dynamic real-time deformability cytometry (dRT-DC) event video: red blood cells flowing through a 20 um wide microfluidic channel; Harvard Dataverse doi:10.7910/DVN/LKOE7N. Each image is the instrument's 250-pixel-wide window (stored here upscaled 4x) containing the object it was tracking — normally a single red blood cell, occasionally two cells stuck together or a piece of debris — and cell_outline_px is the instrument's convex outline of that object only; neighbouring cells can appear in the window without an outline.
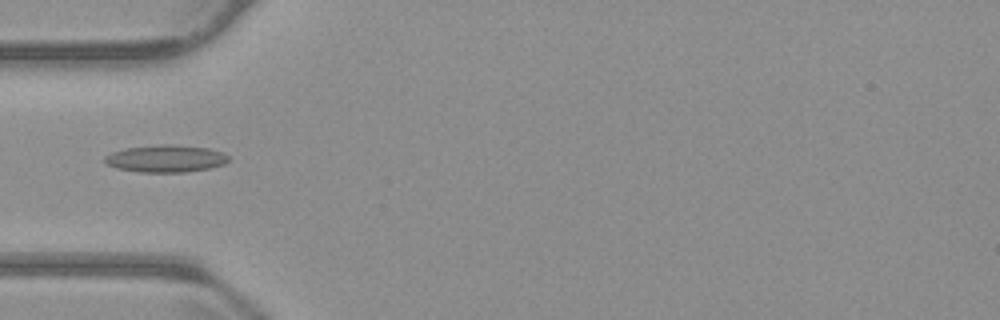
{"species": "common noctule bat (a hibernating species)", "species_latin": "Nyctalus noctula", "temperature_condition": "warm", "stored_images_in_passage": 38, "camera_frame_rate_fps": 3000, "um_per_image_px": 0.085, "animal": {"sex": "male", "body_mass_g": 23.1, "forearm_length_mm": 52.7}, "frame": {"image": 1, "passage_image": 1, "time_ms": 0.0, "image_size_px": [1000, 320], "cell_outline_px": [[228, 160], [224, 164], [208, 168], [184, 172], [140, 172], [116, 168], [108, 164], [104, 160], [104, 156], [112, 152], [124, 148], [160, 144], [172, 144], [208, 148], [224, 152], [228, 156]], "centroid_in_image_um": [14.08, 13.47], "position_along_channel_um": 70.9, "area_um2": 19.65}}
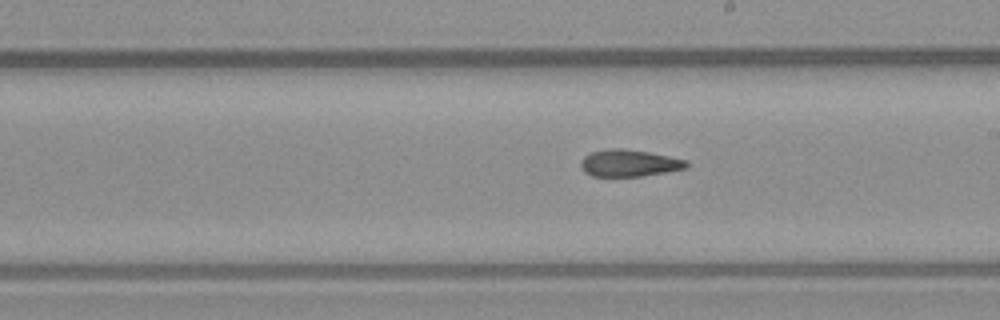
{"frame": {"image": 2, "passage_image": 14, "time_ms": 4.333, "image_size_px": [1000, 320], "cell_outline_px": [[688, 168], [640, 176], [592, 176], [584, 172], [580, 164], [580, 160], [584, 156], [592, 152], [608, 148], [624, 148], [648, 152], [688, 160]], "centroid_in_image_um": [53.46, 13.86], "position_along_channel_um": 235.5, "area_um2": 16.59}}
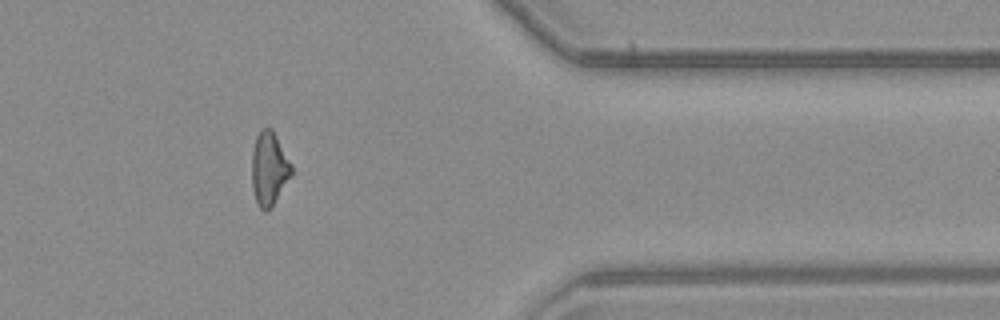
{"frame": {"image": 3, "passage_image": 28, "time_ms": 9.0, "image_size_px": [1000, 320], "cell_outline_px": [[292, 176], [268, 212], [264, 212], [260, 208], [256, 200], [252, 188], [252, 152], [256, 136], [260, 128], [272, 128], [292, 164]], "centroid_in_image_um": [22.88, 14.33], "position_along_channel_um": 388.5, "area_um2": 17.17}}